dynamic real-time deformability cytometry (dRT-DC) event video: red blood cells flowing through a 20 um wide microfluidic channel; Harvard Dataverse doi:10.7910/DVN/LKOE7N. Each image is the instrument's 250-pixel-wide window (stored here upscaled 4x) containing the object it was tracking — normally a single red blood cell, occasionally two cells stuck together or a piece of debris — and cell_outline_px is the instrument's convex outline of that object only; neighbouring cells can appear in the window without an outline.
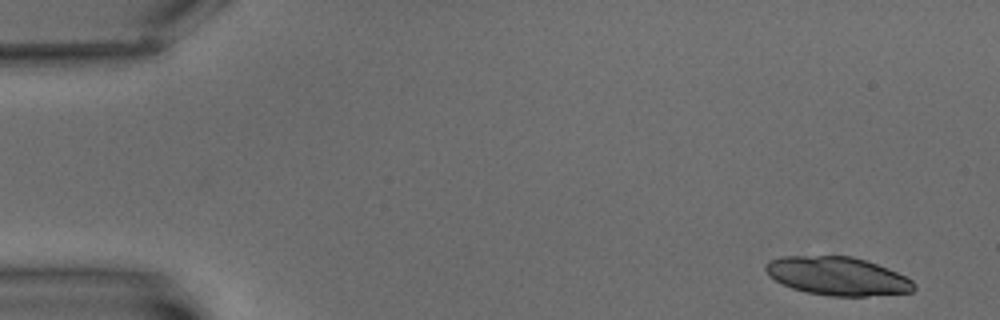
{"species": "common noctule bat (a hibernating species)", "species_latin": "Nyctalus noctula", "temperature_condition": "warm", "stored_images_in_passage": 7, "camera_frame_rate_fps": 3000, "um_per_image_px": 0.085, "animal": {"sex": "male", "body_mass_g": 15.6}, "frame": {"image": 1, "passage_image": 1, "time_ms": 0.0, "image_size_px": [1000, 320], "cell_outline_px": [[916, 288], [912, 292], [864, 296], [828, 296], [808, 292], [792, 288], [768, 276], [764, 268], [764, 264], [768, 260], [780, 256], [852, 256], [888, 268], [912, 280], [916, 284]], "centroid_in_image_um": [71.16, 23.46], "position_along_channel_um": 13.8, "area_um2": 33.18}}
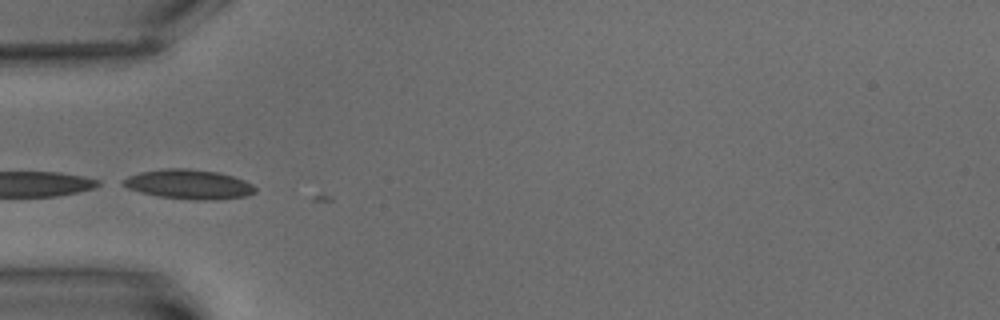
{"frame": {"image": 2, "passage_image": 6, "time_ms": 6.0, "image_size_px": [1000, 320], "cell_outline_px": [[256, 192], [244, 196], [216, 200], [192, 200], [160, 196], [140, 192], [128, 188], [120, 184], [120, 180], [128, 176], [140, 172], [164, 168], [188, 168], [216, 172], [232, 176], [244, 180], [252, 184], [256, 188]], "centroid_in_image_um": [16.01, 15.66], "position_along_channel_um": 69.0, "area_um2": 22.77}}